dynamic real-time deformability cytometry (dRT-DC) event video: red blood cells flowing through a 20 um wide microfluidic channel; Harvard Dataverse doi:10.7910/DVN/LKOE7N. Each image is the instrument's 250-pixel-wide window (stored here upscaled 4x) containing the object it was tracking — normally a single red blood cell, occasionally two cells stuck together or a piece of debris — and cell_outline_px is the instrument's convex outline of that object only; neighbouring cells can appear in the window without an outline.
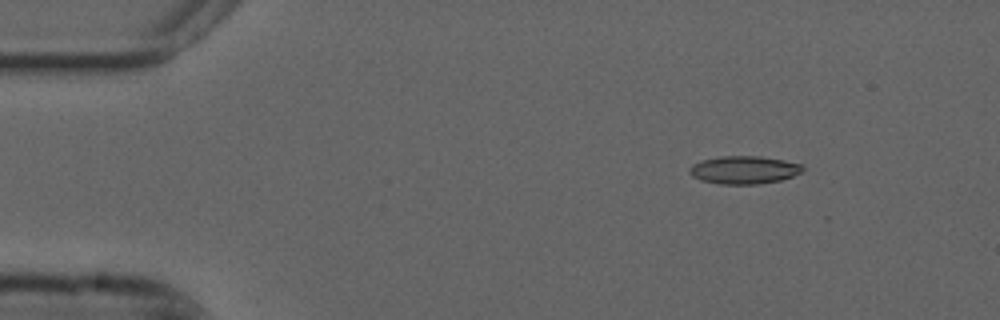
{"species": "common noctule bat (a hibernating species)", "species_latin": "Nyctalus noctula", "temperature_condition": "cold", "stored_images_in_passage": 13, "camera_frame_rate_fps": 3000, "um_per_image_px": 0.085, "animal": {"sex": "male", "forearm_length_mm": 52.5}, "frame": {"image": 1, "passage_image": 1, "time_ms": 0.0, "image_size_px": [1000, 320], "cell_outline_px": [[804, 168], [800, 172], [792, 176], [780, 180], [756, 184], [720, 184], [700, 180], [692, 176], [688, 172], [692, 164], [704, 160], [720, 156], [760, 156], [784, 160], [804, 164]], "centroid_in_image_um": [63.24, 14.44], "position_along_channel_um": 21.8, "area_um2": 18.38}}
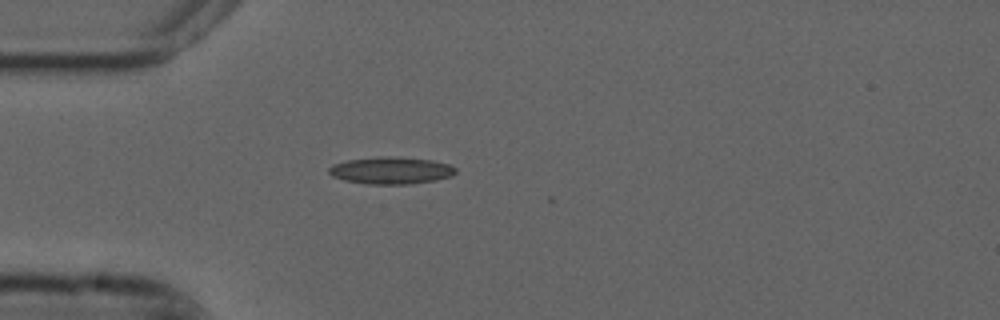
{"frame": {"image": 2, "passage_image": 9, "time_ms": 2.667, "image_size_px": [1000, 320], "cell_outline_px": [[456, 172], [452, 176], [436, 180], [408, 184], [368, 184], [344, 180], [332, 176], [328, 172], [328, 168], [332, 164], [348, 160], [380, 156], [400, 156], [432, 160], [448, 164], [456, 168]], "centroid_in_image_um": [33.23, 14.48], "position_along_channel_um": 51.8, "area_um2": 20.17}}